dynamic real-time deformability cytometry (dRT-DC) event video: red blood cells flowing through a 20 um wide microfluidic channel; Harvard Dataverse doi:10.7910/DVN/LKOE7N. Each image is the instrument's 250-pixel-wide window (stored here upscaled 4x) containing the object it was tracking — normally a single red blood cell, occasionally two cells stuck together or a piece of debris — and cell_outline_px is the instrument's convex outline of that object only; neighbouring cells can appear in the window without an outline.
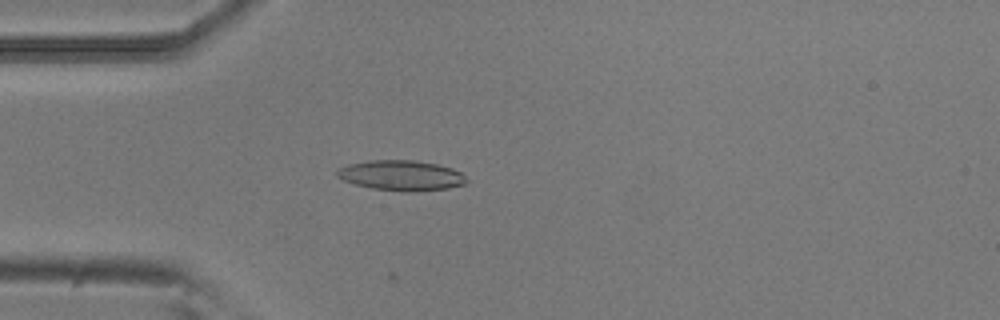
{"species": "common noctule bat (a hibernating species)", "species_latin": "Nyctalus noctula", "temperature_condition": "room temperature", "stored_images_in_passage": 22, "camera_frame_rate_fps": 3000, "um_per_image_px": 0.085, "animal": {"sex": "male", "body_mass_g": 20.5, "forearm_length_mm": 52.5}, "frame": {"image": 1, "passage_image": 13, "time_ms": 4.0, "image_size_px": [1000, 320], "cell_outline_px": [[468, 180], [464, 184], [448, 188], [412, 192], [372, 188], [356, 184], [344, 180], [336, 176], [336, 172], [340, 168], [348, 164], [372, 160], [412, 160], [436, 164], [452, 168], [460, 172]], "centroid_in_image_um": [34.11, 14.91], "position_along_channel_um": 50.9, "area_um2": 22.54}}
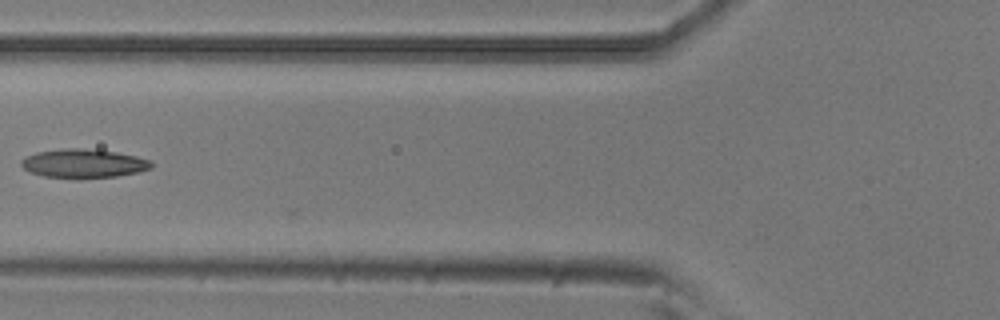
{"frame": {"image": 2, "passage_image": 19, "time_ms": 6.0, "image_size_px": [1000, 320], "cell_outline_px": [[152, 168], [136, 172], [116, 176], [80, 180], [44, 176], [32, 172], [24, 168], [20, 164], [20, 160], [36, 152], [64, 148], [76, 148], [116, 152], [136, 156], [152, 160]], "centroid_in_image_um": [7.1, 13.91], "position_along_channel_um": 118.7, "area_um2": 22.02}}